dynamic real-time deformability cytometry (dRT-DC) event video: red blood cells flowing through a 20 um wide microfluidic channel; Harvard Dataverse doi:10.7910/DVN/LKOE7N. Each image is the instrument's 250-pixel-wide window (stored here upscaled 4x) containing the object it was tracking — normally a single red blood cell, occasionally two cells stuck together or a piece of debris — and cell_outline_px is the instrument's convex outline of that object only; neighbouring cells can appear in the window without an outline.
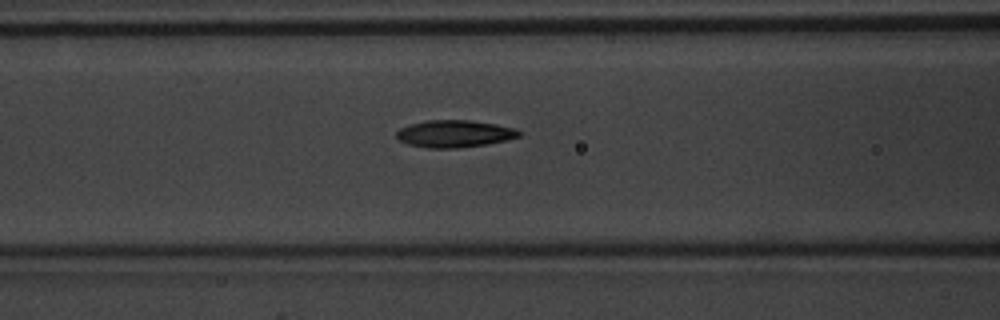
{"species": "common noctule bat (a hibernating species)", "species_latin": "Nyctalus noctula", "temperature_condition": "warm", "stored_images_in_passage": 33, "camera_frame_rate_fps": 3000, "um_per_image_px": 0.085, "animal": {"sex": "male", "body_mass_g": 20.1, "forearm_length_mm": 53.5}, "frame": {"image": 1, "passage_image": 5, "time_ms": 1.333, "image_size_px": [1000, 320], "cell_outline_px": [[520, 136], [508, 140], [484, 144], [456, 148], [428, 148], [408, 144], [400, 140], [396, 136], [396, 132], [400, 128], [412, 124], [428, 120], [468, 120], [496, 124], [516, 128], [520, 132]], "centroid_in_image_um": [38.64, 11.36], "position_along_channel_um": 128.0, "area_um2": 19.25}}
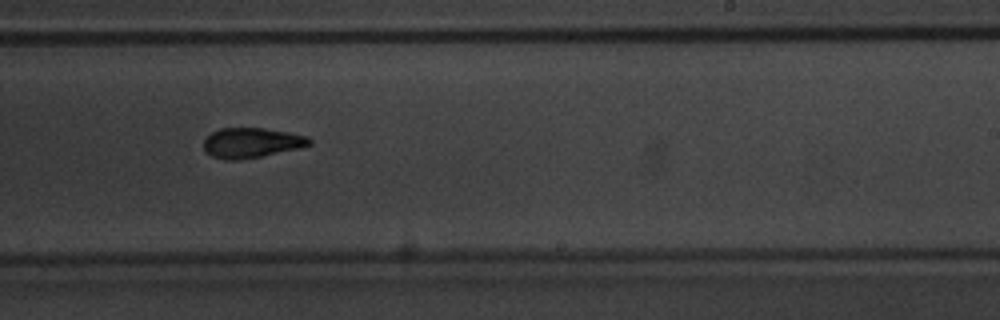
{"frame": {"image": 2, "passage_image": 15, "time_ms": 4.667, "image_size_px": [1000, 320], "cell_outline_px": [[312, 144], [300, 148], [240, 160], [224, 160], [212, 156], [204, 152], [204, 140], [212, 132], [220, 128], [264, 128], [288, 132], [308, 136], [312, 140]], "centroid_in_image_um": [21.38, 12.14], "position_along_channel_um": 267.6, "area_um2": 18.55}}
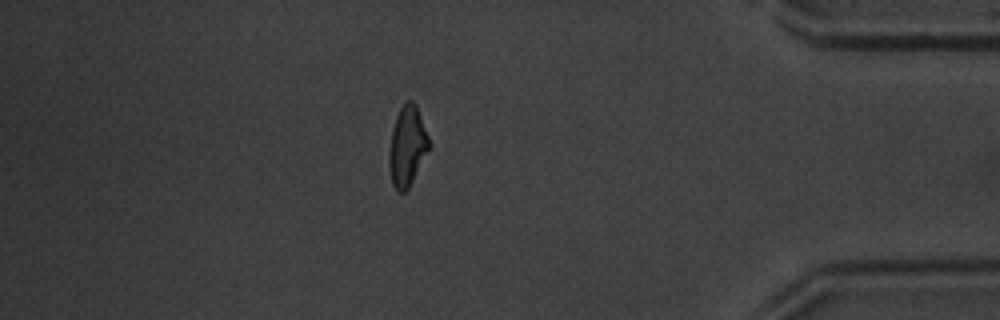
{"frame": {"image": 3, "passage_image": 27, "time_ms": 8.667, "image_size_px": [1000, 320], "cell_outline_px": [[432, 144], [408, 188], [404, 192], [400, 192], [392, 184], [388, 164], [388, 156], [392, 128], [396, 116], [400, 108], [408, 100], [412, 100], [416, 104]], "centroid_in_image_um": [34.62, 12.4], "position_along_channel_um": 400.6, "area_um2": 18.67}, "authors_computed_cell_mechanics": {"area_um2": 18.6694, "velocity_mm_per_s": 4.1886, "shape_relaxation_time_tau1_ms": 5.0917, "shape_relaxation_time_tau2_ms": 3.5775, "deformation_change_tau1": 0.2001, "deformation_change_tau2": 0.1019}}